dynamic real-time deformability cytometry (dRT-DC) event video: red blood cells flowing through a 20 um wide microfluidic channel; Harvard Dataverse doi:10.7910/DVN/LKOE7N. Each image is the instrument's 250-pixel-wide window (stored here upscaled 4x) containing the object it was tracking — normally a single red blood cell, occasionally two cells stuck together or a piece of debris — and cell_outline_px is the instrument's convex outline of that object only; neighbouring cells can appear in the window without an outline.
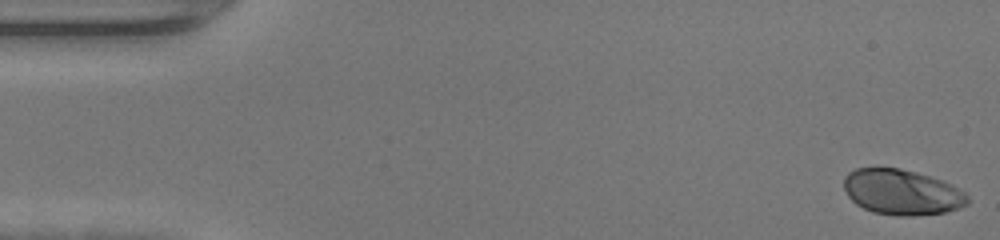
{"species": "human", "species_latin": "Homo sapiens", "temperature_condition": "warm", "stored_images_in_passage": 47, "camera_frame_rate_fps": 3000, "um_per_image_px": 0.085, "donor": {"sex": "female"}, "frame": {"image": 1, "passage_image": 1, "time_ms": 0.0, "image_size_px": [1000, 240], "cell_outline_px": [[968, 204], [960, 208], [944, 212], [912, 216], [900, 216], [872, 212], [856, 204], [848, 196], [844, 188], [844, 176], [848, 172], [856, 168], [900, 168], [916, 172], [952, 184], [964, 192], [968, 196]], "centroid_in_image_um": [76.65, 16.33], "position_along_channel_um": 8.4, "area_um2": 32.71}}
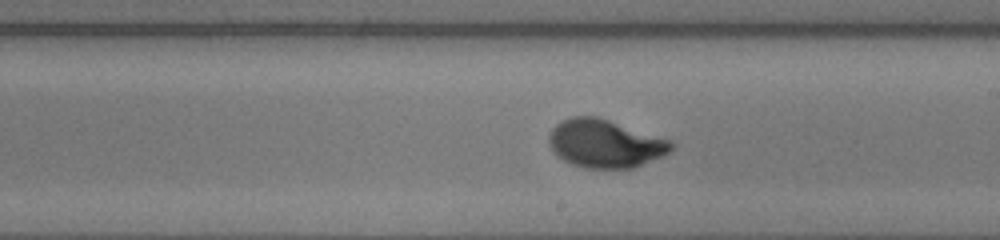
{"frame": {"image": 2, "passage_image": 27, "time_ms": 8.667, "image_size_px": [1000, 240], "cell_outline_px": [[676, 144], [668, 152], [660, 156], [632, 168], [584, 168], [572, 164], [556, 156], [548, 144], [548, 136], [552, 128], [560, 120], [572, 116], [596, 116], [672, 140]], "centroid_in_image_um": [51.39, 12.19], "position_along_channel_um": 237.6, "area_um2": 34.33}}
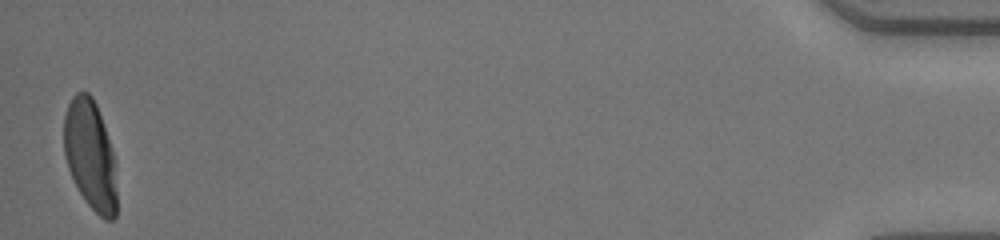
{"frame": {"image": 3, "passage_image": 47, "time_ms": 15.333, "image_size_px": [1000, 240], "cell_outline_px": [[116, 216], [112, 220], [104, 220], [84, 200], [68, 168], [64, 156], [64, 116], [68, 104], [72, 96], [76, 92], [88, 92], [92, 96], [96, 104], [112, 148], [116, 192]], "centroid_in_image_um": [7.66, 13.16], "position_along_channel_um": 427.5, "area_um2": 33.47}, "authors_computed_cell_mechanics": {"area_um2": 33.5818, "velocity_mm_per_s": 4.3392, "shape_relaxation_time_tau1_ms": 2.9573, "shape_relaxation_time_tau2_ms": null, "deformation_change_tau1": 0.2039, "deformation_change_tau2": null}}